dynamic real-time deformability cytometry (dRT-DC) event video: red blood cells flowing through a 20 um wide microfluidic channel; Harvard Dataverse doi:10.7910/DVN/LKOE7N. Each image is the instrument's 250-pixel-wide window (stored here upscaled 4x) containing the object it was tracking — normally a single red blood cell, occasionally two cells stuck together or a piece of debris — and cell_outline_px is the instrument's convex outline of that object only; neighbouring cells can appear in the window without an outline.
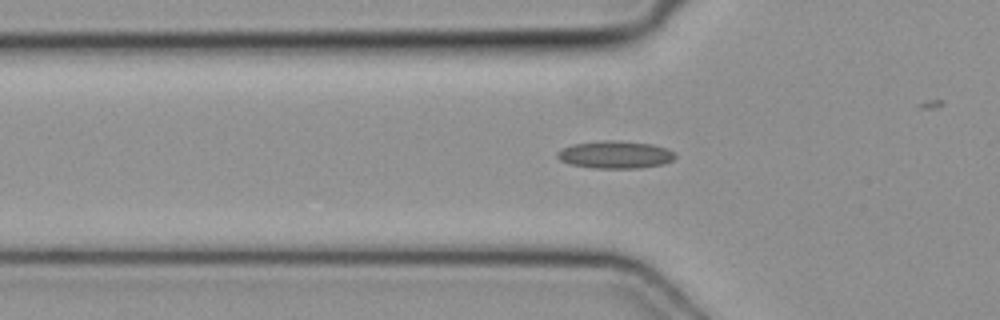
{"species": "common noctule bat (a hibernating species)", "species_latin": "Nyctalus noctula", "temperature_condition": "cold", "stored_images_in_passage": 40, "camera_frame_rate_fps": 3000, "um_per_image_px": 0.085, "animal": {"sex": "female", "body_mass_g": 19.3, "forearm_length_mm": 54.1}, "frame": {"image": 1, "passage_image": 16, "time_ms": 5.0, "image_size_px": [1000, 320], "cell_outline_px": [[676, 156], [672, 160], [664, 164], [640, 168], [592, 168], [568, 164], [560, 160], [556, 156], [556, 152], [572, 144], [600, 140], [612, 140], [652, 144], [664, 148], [672, 152]], "centroid_in_image_um": [52.24, 13.15], "position_along_channel_um": 73.6, "area_um2": 18.9}}
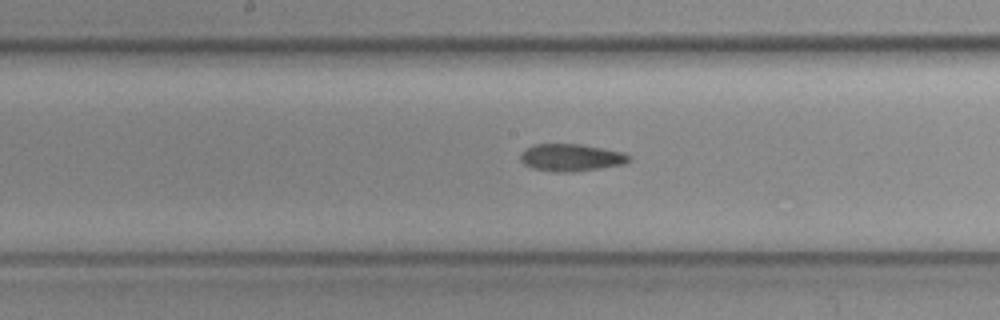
{"frame": {"image": 2, "passage_image": 25, "time_ms": 8.0, "image_size_px": [1000, 320], "cell_outline_px": [[632, 156], [624, 164], [600, 168], [572, 172], [556, 172], [532, 168], [524, 164], [520, 160], [520, 156], [528, 148], [536, 144], [580, 144], [624, 152]], "centroid_in_image_um": [48.57, 13.39], "position_along_channel_um": 199.6, "area_um2": 17.11}}
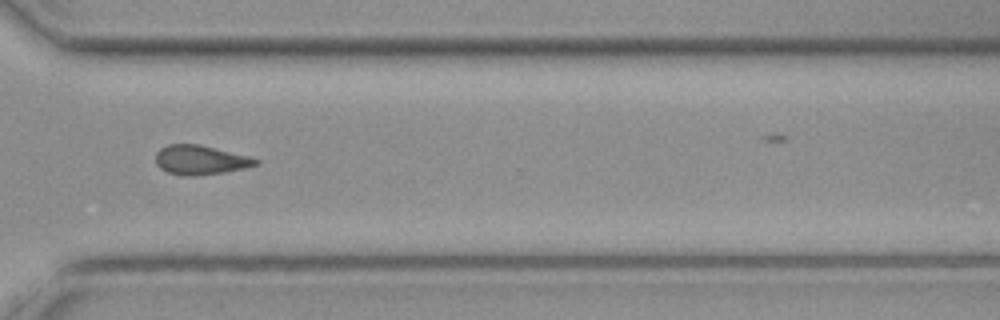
{"frame": {"image": 3, "passage_image": 36, "time_ms": 11.667, "image_size_px": [1000, 320], "cell_outline_px": [[260, 164], [244, 168], [224, 172], [188, 176], [184, 176], [168, 172], [160, 168], [156, 164], [156, 152], [160, 148], [168, 144], [200, 144], [248, 156], [260, 160]], "centroid_in_image_um": [17.03, 13.59], "position_along_channel_um": 353.6, "area_um2": 17.05}}